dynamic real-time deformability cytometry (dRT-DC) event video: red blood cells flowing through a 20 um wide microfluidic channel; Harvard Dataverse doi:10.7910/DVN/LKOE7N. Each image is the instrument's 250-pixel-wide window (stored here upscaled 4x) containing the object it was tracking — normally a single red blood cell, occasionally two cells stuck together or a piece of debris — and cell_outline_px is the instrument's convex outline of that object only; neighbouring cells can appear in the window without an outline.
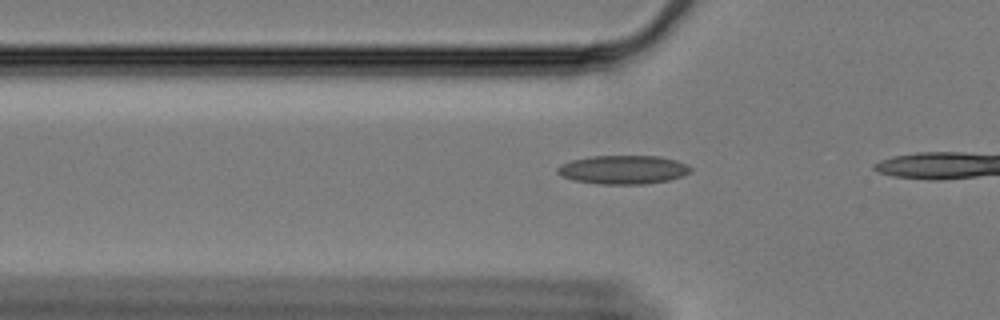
{"species": "Egyptian fruit bat (a non-hibernating species)", "species_latin": "Rousettus aegyptiacus", "temperature_condition": "cold", "stored_images_in_passage": 16, "camera_frame_rate_fps": 3000, "um_per_image_px": 0.085, "animal": {"sex": "female"}, "frame": {"image": 1, "passage_image": 10, "time_ms": 3.0, "image_size_px": [1000, 320], "cell_outline_px": [[692, 172], [668, 180], [644, 184], [600, 184], [572, 180], [560, 176], [556, 172], [556, 168], [560, 164], [572, 160], [592, 156], [660, 156], [676, 160], [688, 164], [692, 168]], "centroid_in_image_um": [52.95, 14.42], "position_along_channel_um": 72.8, "area_um2": 22.43}}
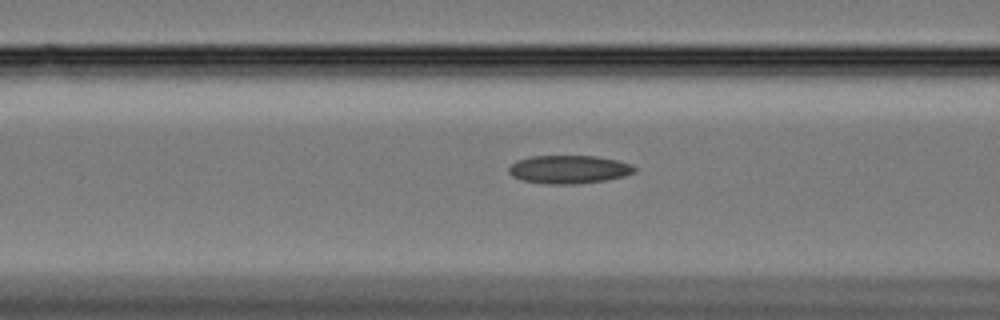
{"frame": {"image": 2, "passage_image": 14, "time_ms": 4.333, "image_size_px": [1000, 320], "cell_outline_px": [[636, 172], [624, 176], [604, 180], [572, 184], [548, 184], [524, 180], [512, 176], [508, 172], [508, 168], [516, 160], [532, 156], [596, 156], [616, 160], [632, 164], [636, 168]], "centroid_in_image_um": [48.36, 14.39], "position_along_channel_um": 118.2, "area_um2": 20.58}}